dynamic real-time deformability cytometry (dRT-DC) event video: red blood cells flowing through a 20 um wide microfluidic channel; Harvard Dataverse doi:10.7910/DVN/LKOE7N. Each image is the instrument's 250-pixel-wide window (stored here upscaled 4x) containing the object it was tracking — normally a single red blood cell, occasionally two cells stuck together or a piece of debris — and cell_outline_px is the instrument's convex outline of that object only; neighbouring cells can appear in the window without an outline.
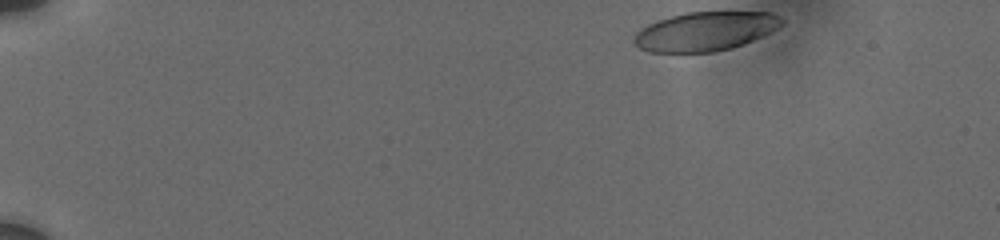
{"species": "human", "species_latin": "Homo sapiens", "temperature_condition": "cold", "stored_images_in_passage": 31, "camera_frame_rate_fps": 3000, "um_per_image_px": 0.085, "donor": {"sex": "male"}, "frame": {"image": 1, "passage_image": 1, "time_ms": 0.0, "image_size_px": [1000, 240], "cell_outline_px": [[784, 24], [744, 44], [732, 48], [712, 52], [648, 52], [640, 48], [632, 40], [636, 32], [648, 24], [656, 20], [688, 12], [768, 12], [780, 16], [784, 20]], "centroid_in_image_um": [59.92, 2.66], "position_along_channel_um": 25.1, "area_um2": 33.41}}
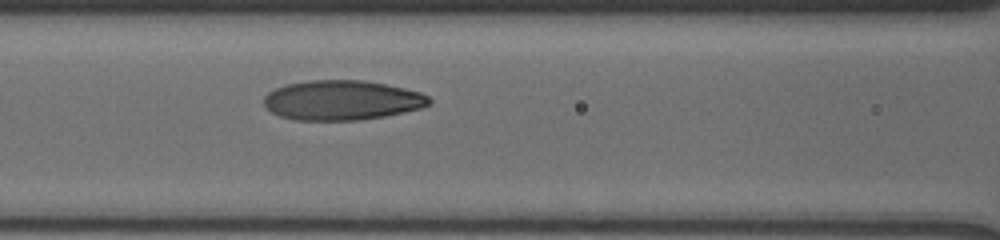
{"frame": {"image": 2, "passage_image": 19, "time_ms": 6.333, "image_size_px": [1000, 240], "cell_outline_px": [[432, 100], [428, 104], [420, 108], [384, 116], [360, 120], [296, 120], [280, 116], [272, 112], [264, 104], [264, 96], [268, 92], [276, 88], [288, 84], [308, 80], [360, 80], [384, 84], [404, 88], [420, 92], [428, 96]], "centroid_in_image_um": [29.05, 8.52], "position_along_channel_um": 137.6, "area_um2": 38.03}}
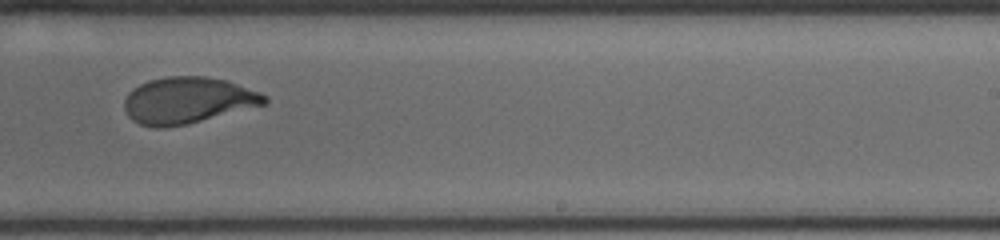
{"frame": {"image": 3, "passage_image": 30, "time_ms": 10.0, "image_size_px": [1000, 240], "cell_outline_px": [[268, 100], [264, 104], [188, 124], [164, 128], [152, 128], [140, 124], [132, 120], [128, 116], [124, 108], [124, 100], [128, 92], [132, 88], [148, 80], [164, 76], [204, 76], [224, 80], [260, 92], [268, 96]], "centroid_in_image_um": [15.9, 8.53], "position_along_channel_um": 273.1, "area_um2": 37.97}}